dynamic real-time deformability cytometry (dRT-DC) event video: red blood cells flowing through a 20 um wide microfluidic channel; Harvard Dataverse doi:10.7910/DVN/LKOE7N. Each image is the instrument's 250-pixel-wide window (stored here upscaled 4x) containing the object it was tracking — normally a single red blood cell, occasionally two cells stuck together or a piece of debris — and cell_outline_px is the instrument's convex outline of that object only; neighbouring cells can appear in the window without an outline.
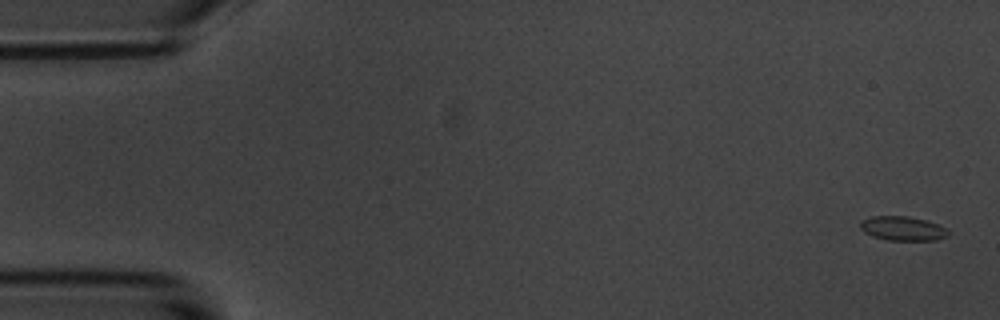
{"species": "common noctule bat (a hibernating species)", "species_latin": "Nyctalus noctula", "temperature_condition": "room temperature", "stored_images_in_passage": 6, "camera_frame_rate_fps": 3000, "um_per_image_px": 0.085, "animal": {"sex": "male", "body_mass_g": 20.1, "forearm_length_mm": 53.5}, "frame": {"image": 1, "passage_image": 1, "time_ms": 0.0, "image_size_px": [1000, 320], "cell_outline_px": [[948, 236], [936, 240], [888, 240], [872, 236], [864, 232], [860, 228], [860, 224], [864, 220], [872, 216], [908, 216], [924, 220], [936, 224], [944, 228], [948, 232]], "centroid_in_image_um": [76.7, 19.43], "position_along_channel_um": 8.3, "area_um2": 12.2}}
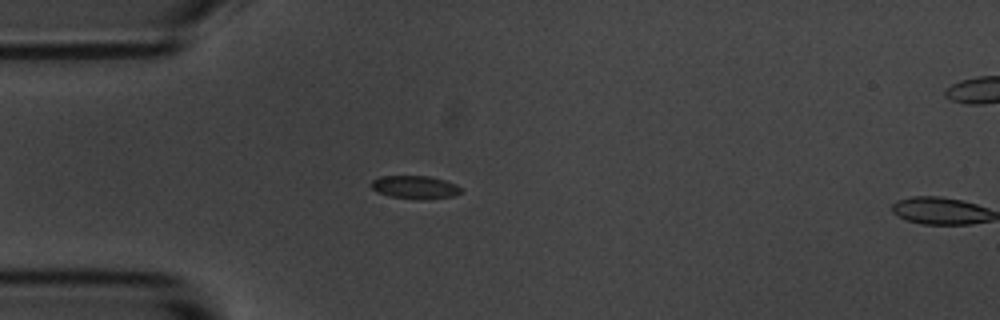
{"frame": {"image": 2, "passage_image": 5, "time_ms": 4.667, "image_size_px": [1000, 320], "cell_outline_px": [[460, 192], [452, 196], [392, 196], [376, 192], [368, 184], [372, 180], [380, 176], [428, 176], [444, 180], [456, 184], [460, 188]], "centroid_in_image_um": [35.17, 15.84], "position_along_channel_um": 49.8, "area_um2": 11.16}}